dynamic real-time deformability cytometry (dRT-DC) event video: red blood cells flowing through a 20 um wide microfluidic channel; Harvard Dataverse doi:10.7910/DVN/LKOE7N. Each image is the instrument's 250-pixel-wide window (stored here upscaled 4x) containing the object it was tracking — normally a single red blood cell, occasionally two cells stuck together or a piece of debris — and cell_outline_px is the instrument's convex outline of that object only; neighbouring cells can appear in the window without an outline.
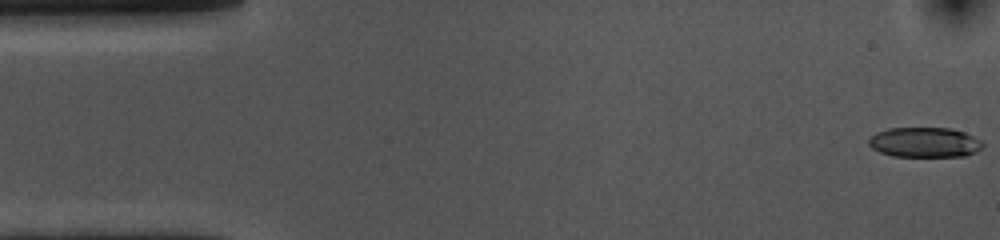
{"species": "common noctule bat (a hibernating species)", "species_latin": "Nyctalus noctula", "temperature_condition": "cold", "stored_images_in_passage": 55, "camera_frame_rate_fps": 3000, "um_per_image_px": 0.085, "animal": {"sex": "female", "body_mass_g": 10.0, "forearm_length_mm": 53.1}, "frame": {"image": 1, "passage_image": 1, "time_ms": 0.0, "image_size_px": [1000, 240], "cell_outline_px": [[984, 148], [976, 152], [964, 156], [892, 156], [880, 152], [872, 148], [868, 144], [868, 140], [876, 132], [888, 128], [952, 128], [964, 132], [980, 140], [984, 144]], "centroid_in_image_um": [78.6, 12.1], "position_along_channel_um": 6.4, "area_um2": 20.0}}
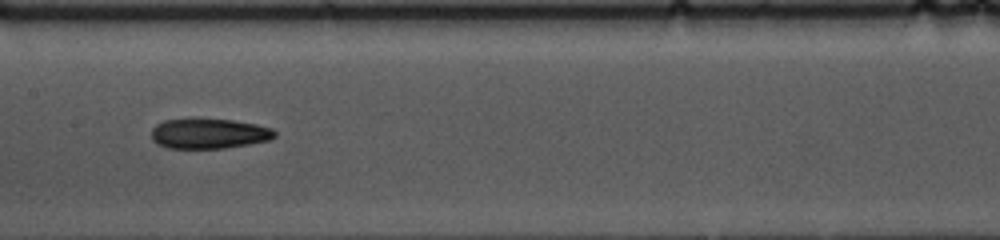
{"frame": {"image": 2, "passage_image": 26, "time_ms": 8.333, "image_size_px": [1000, 240], "cell_outline_px": [[276, 136], [268, 140], [248, 144], [224, 148], [168, 148], [156, 144], [152, 140], [152, 128], [156, 124], [164, 120], [196, 116], [232, 120], [256, 124], [272, 128], [276, 132]], "centroid_in_image_um": [17.71, 11.31], "position_along_channel_um": 189.7, "area_um2": 22.31}}
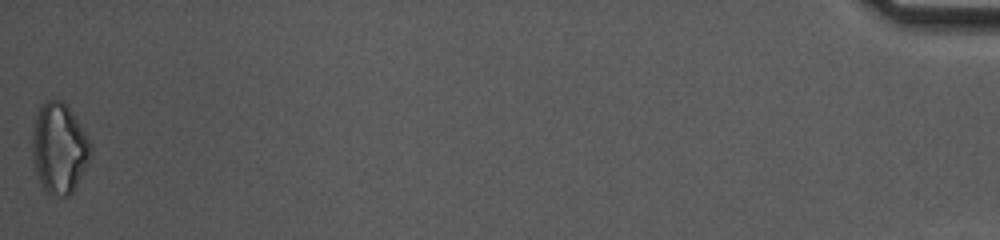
{"frame": {"image": 3, "passage_image": 55, "time_ms": 18.0, "image_size_px": [1000, 240], "cell_outline_px": [[92, 156], [88, 164], [72, 192], [68, 196], [64, 196], [48, 192], [44, 188], [40, 180], [36, 168], [32, 152], [32, 132], [36, 112], [44, 100], [60, 100], [72, 112], [92, 144]], "centroid_in_image_um": [5.04, 12.56], "position_along_channel_um": 430.2, "area_um2": 30.46}, "authors_computed_cell_mechanics": {"area_um2": 21.675, "velocity_mm_per_s": 3.5604, "shape_relaxation_time_tau1_ms": 3.686, "shape_relaxation_time_tau2_ms": null, "deformation_change_tau1": 0.1417, "deformation_change_tau2": null}}